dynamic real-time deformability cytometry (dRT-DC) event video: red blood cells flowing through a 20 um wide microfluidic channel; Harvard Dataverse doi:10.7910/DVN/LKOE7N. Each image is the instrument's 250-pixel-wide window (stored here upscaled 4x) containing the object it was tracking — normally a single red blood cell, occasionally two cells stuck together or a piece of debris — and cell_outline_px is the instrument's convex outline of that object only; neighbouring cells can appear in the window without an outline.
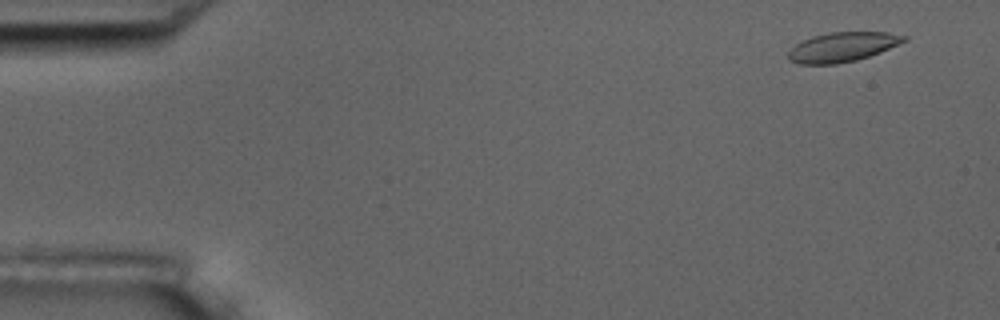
{"species": "common noctule bat (a hibernating species)", "species_latin": "Nyctalus noctula", "temperature_condition": "room temperature", "stored_images_in_passage": 42, "camera_frame_rate_fps": 3000, "um_per_image_px": 0.085, "animal": {"sex": "male", "body_mass_g": 17.5, "forearm_length_mm": 52.3}, "frame": {"image": 1, "passage_image": 4, "time_ms": 1.0, "image_size_px": [1000, 320], "cell_outline_px": [[908, 40], [880, 52], [856, 60], [836, 64], [800, 64], [788, 60], [788, 52], [800, 40], [812, 36], [828, 32], [888, 32], [908, 36]], "centroid_in_image_um": [71.6, 3.98], "position_along_channel_um": 13.4, "area_um2": 20.0}}
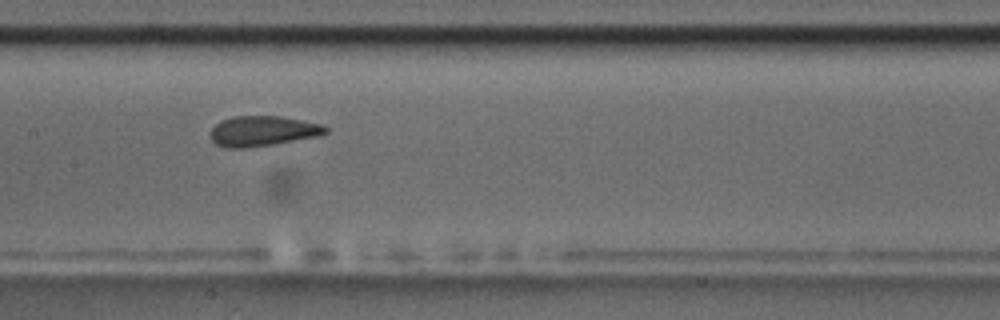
{"frame": {"image": 2, "passage_image": 28, "time_ms": 9.0, "image_size_px": [1000, 320], "cell_outline_px": [[328, 132], [316, 136], [272, 144], [244, 148], [228, 148], [216, 144], [212, 140], [212, 128], [216, 124], [232, 116], [280, 116], [324, 124], [328, 128]], "centroid_in_image_um": [22.36, 11.13], "position_along_channel_um": 185.0, "area_um2": 20.0}}
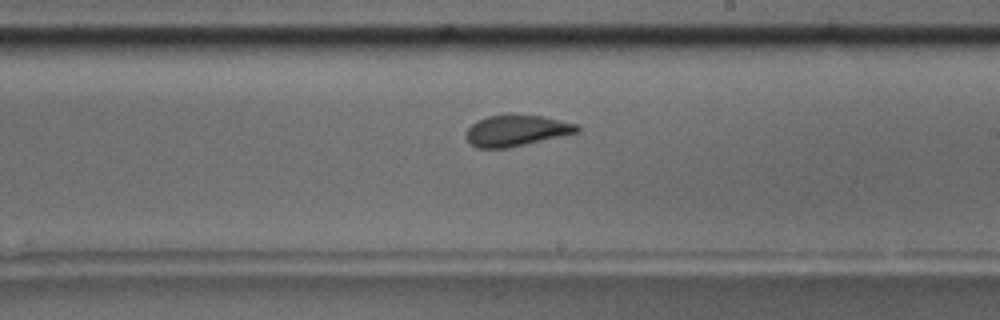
{"frame": {"image": 3, "passage_image": 33, "time_ms": 10.667, "image_size_px": [1000, 320], "cell_outline_px": [[580, 132], [508, 148], [476, 148], [464, 136], [464, 132], [472, 124], [488, 116], [508, 112], [544, 116], [576, 124], [580, 128]], "centroid_in_image_um": [43.88, 11.07], "position_along_channel_um": 245.1, "area_um2": 20.58}}